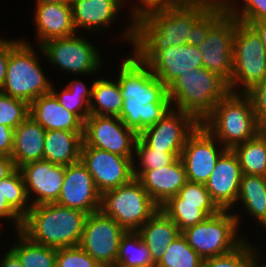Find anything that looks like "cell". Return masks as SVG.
<instances>
[{"instance_id":"cell-1","label":"cell","mask_w":266,"mask_h":267,"mask_svg":"<svg viewBox=\"0 0 266 267\" xmlns=\"http://www.w3.org/2000/svg\"><path fill=\"white\" fill-rule=\"evenodd\" d=\"M118 83L123 108L119 118L139 134L157 123L171 108L167 87L134 54L121 61Z\"/></svg>"},{"instance_id":"cell-2","label":"cell","mask_w":266,"mask_h":267,"mask_svg":"<svg viewBox=\"0 0 266 267\" xmlns=\"http://www.w3.org/2000/svg\"><path fill=\"white\" fill-rule=\"evenodd\" d=\"M204 4H173L134 21V50H164L187 44L194 22L208 9Z\"/></svg>"},{"instance_id":"cell-3","label":"cell","mask_w":266,"mask_h":267,"mask_svg":"<svg viewBox=\"0 0 266 267\" xmlns=\"http://www.w3.org/2000/svg\"><path fill=\"white\" fill-rule=\"evenodd\" d=\"M87 214L57 203L31 206L20 231L30 240L52 248L78 246Z\"/></svg>"},{"instance_id":"cell-4","label":"cell","mask_w":266,"mask_h":267,"mask_svg":"<svg viewBox=\"0 0 266 267\" xmlns=\"http://www.w3.org/2000/svg\"><path fill=\"white\" fill-rule=\"evenodd\" d=\"M229 92L228 83L204 66L181 74L167 87L172 108L188 113L199 124Z\"/></svg>"},{"instance_id":"cell-5","label":"cell","mask_w":266,"mask_h":267,"mask_svg":"<svg viewBox=\"0 0 266 267\" xmlns=\"http://www.w3.org/2000/svg\"><path fill=\"white\" fill-rule=\"evenodd\" d=\"M201 124L230 150L264 130L257 121L251 98L240 92H229L219 100Z\"/></svg>"},{"instance_id":"cell-6","label":"cell","mask_w":266,"mask_h":267,"mask_svg":"<svg viewBox=\"0 0 266 267\" xmlns=\"http://www.w3.org/2000/svg\"><path fill=\"white\" fill-rule=\"evenodd\" d=\"M30 43L20 40L9 53L6 80L0 92L27 103L51 92L52 83Z\"/></svg>"},{"instance_id":"cell-7","label":"cell","mask_w":266,"mask_h":267,"mask_svg":"<svg viewBox=\"0 0 266 267\" xmlns=\"http://www.w3.org/2000/svg\"><path fill=\"white\" fill-rule=\"evenodd\" d=\"M232 58L233 71L228 84L230 92L239 93L242 90L240 93H246L266 78V50L260 36L250 25L237 19Z\"/></svg>"},{"instance_id":"cell-8","label":"cell","mask_w":266,"mask_h":267,"mask_svg":"<svg viewBox=\"0 0 266 267\" xmlns=\"http://www.w3.org/2000/svg\"><path fill=\"white\" fill-rule=\"evenodd\" d=\"M239 214L220 210L204 221L181 232L188 245L203 259L226 254L237 248L245 239L240 237Z\"/></svg>"},{"instance_id":"cell-9","label":"cell","mask_w":266,"mask_h":267,"mask_svg":"<svg viewBox=\"0 0 266 267\" xmlns=\"http://www.w3.org/2000/svg\"><path fill=\"white\" fill-rule=\"evenodd\" d=\"M159 209L137 178L101 194L100 210L126 232L138 231Z\"/></svg>"},{"instance_id":"cell-10","label":"cell","mask_w":266,"mask_h":267,"mask_svg":"<svg viewBox=\"0 0 266 267\" xmlns=\"http://www.w3.org/2000/svg\"><path fill=\"white\" fill-rule=\"evenodd\" d=\"M38 47L51 65H56L68 74H95L103 65L101 53L96 46L76 34L48 40Z\"/></svg>"},{"instance_id":"cell-11","label":"cell","mask_w":266,"mask_h":267,"mask_svg":"<svg viewBox=\"0 0 266 267\" xmlns=\"http://www.w3.org/2000/svg\"><path fill=\"white\" fill-rule=\"evenodd\" d=\"M138 134L117 116L92 115L84 121L82 147H94L134 158Z\"/></svg>"},{"instance_id":"cell-12","label":"cell","mask_w":266,"mask_h":267,"mask_svg":"<svg viewBox=\"0 0 266 267\" xmlns=\"http://www.w3.org/2000/svg\"><path fill=\"white\" fill-rule=\"evenodd\" d=\"M126 231L101 210L86 216L79 246L102 267H113Z\"/></svg>"},{"instance_id":"cell-13","label":"cell","mask_w":266,"mask_h":267,"mask_svg":"<svg viewBox=\"0 0 266 267\" xmlns=\"http://www.w3.org/2000/svg\"><path fill=\"white\" fill-rule=\"evenodd\" d=\"M236 18L228 11L211 27L207 38L198 45L203 66L228 84L233 71V42Z\"/></svg>"},{"instance_id":"cell-14","label":"cell","mask_w":266,"mask_h":267,"mask_svg":"<svg viewBox=\"0 0 266 267\" xmlns=\"http://www.w3.org/2000/svg\"><path fill=\"white\" fill-rule=\"evenodd\" d=\"M133 54L146 63L166 87L181 74L192 68L203 66L201 51L197 46L188 44L178 47L169 46L164 50H132Z\"/></svg>"},{"instance_id":"cell-15","label":"cell","mask_w":266,"mask_h":267,"mask_svg":"<svg viewBox=\"0 0 266 267\" xmlns=\"http://www.w3.org/2000/svg\"><path fill=\"white\" fill-rule=\"evenodd\" d=\"M220 146L218 147V145ZM226 148L202 125L187 137L181 152L187 181L206 184Z\"/></svg>"},{"instance_id":"cell-16","label":"cell","mask_w":266,"mask_h":267,"mask_svg":"<svg viewBox=\"0 0 266 267\" xmlns=\"http://www.w3.org/2000/svg\"><path fill=\"white\" fill-rule=\"evenodd\" d=\"M133 159L94 147H82L80 160L93 177L100 194L129 183L133 178Z\"/></svg>"},{"instance_id":"cell-17","label":"cell","mask_w":266,"mask_h":267,"mask_svg":"<svg viewBox=\"0 0 266 267\" xmlns=\"http://www.w3.org/2000/svg\"><path fill=\"white\" fill-rule=\"evenodd\" d=\"M198 125L188 113L171 108L157 123L141 131L138 137L153 150L181 153L187 137Z\"/></svg>"},{"instance_id":"cell-18","label":"cell","mask_w":266,"mask_h":267,"mask_svg":"<svg viewBox=\"0 0 266 267\" xmlns=\"http://www.w3.org/2000/svg\"><path fill=\"white\" fill-rule=\"evenodd\" d=\"M55 203L80 210L87 215L100 210L101 194L81 160L65 167L61 192Z\"/></svg>"},{"instance_id":"cell-19","label":"cell","mask_w":266,"mask_h":267,"mask_svg":"<svg viewBox=\"0 0 266 267\" xmlns=\"http://www.w3.org/2000/svg\"><path fill=\"white\" fill-rule=\"evenodd\" d=\"M65 167L42 159L19 168L31 206L57 201L65 177ZM32 195H35V199Z\"/></svg>"},{"instance_id":"cell-20","label":"cell","mask_w":266,"mask_h":267,"mask_svg":"<svg viewBox=\"0 0 266 267\" xmlns=\"http://www.w3.org/2000/svg\"><path fill=\"white\" fill-rule=\"evenodd\" d=\"M241 177L237 156L233 150L226 149L205 184L211 199L220 210H232L231 207L236 204Z\"/></svg>"},{"instance_id":"cell-21","label":"cell","mask_w":266,"mask_h":267,"mask_svg":"<svg viewBox=\"0 0 266 267\" xmlns=\"http://www.w3.org/2000/svg\"><path fill=\"white\" fill-rule=\"evenodd\" d=\"M35 7L34 25L39 46L51 39L76 34L71 4L36 3Z\"/></svg>"},{"instance_id":"cell-22","label":"cell","mask_w":266,"mask_h":267,"mask_svg":"<svg viewBox=\"0 0 266 267\" xmlns=\"http://www.w3.org/2000/svg\"><path fill=\"white\" fill-rule=\"evenodd\" d=\"M138 180L152 200L160 207L169 198L178 194L186 184L187 177L185 166L179 157L173 163L160 169L145 171Z\"/></svg>"},{"instance_id":"cell-23","label":"cell","mask_w":266,"mask_h":267,"mask_svg":"<svg viewBox=\"0 0 266 267\" xmlns=\"http://www.w3.org/2000/svg\"><path fill=\"white\" fill-rule=\"evenodd\" d=\"M71 6L76 32L78 29L96 32L110 27L123 7L117 0H71Z\"/></svg>"},{"instance_id":"cell-24","label":"cell","mask_w":266,"mask_h":267,"mask_svg":"<svg viewBox=\"0 0 266 267\" xmlns=\"http://www.w3.org/2000/svg\"><path fill=\"white\" fill-rule=\"evenodd\" d=\"M29 115L46 131H83L84 123L74 113L64 108L52 92L31 102Z\"/></svg>"},{"instance_id":"cell-25","label":"cell","mask_w":266,"mask_h":267,"mask_svg":"<svg viewBox=\"0 0 266 267\" xmlns=\"http://www.w3.org/2000/svg\"><path fill=\"white\" fill-rule=\"evenodd\" d=\"M45 133L30 115L14 129L11 158L16 168L43 159Z\"/></svg>"},{"instance_id":"cell-26","label":"cell","mask_w":266,"mask_h":267,"mask_svg":"<svg viewBox=\"0 0 266 267\" xmlns=\"http://www.w3.org/2000/svg\"><path fill=\"white\" fill-rule=\"evenodd\" d=\"M157 265L166 248L181 234L178 226L161 210L154 213L137 231Z\"/></svg>"},{"instance_id":"cell-27","label":"cell","mask_w":266,"mask_h":267,"mask_svg":"<svg viewBox=\"0 0 266 267\" xmlns=\"http://www.w3.org/2000/svg\"><path fill=\"white\" fill-rule=\"evenodd\" d=\"M83 131L49 130L45 133L43 159L67 166L80 160Z\"/></svg>"},{"instance_id":"cell-28","label":"cell","mask_w":266,"mask_h":267,"mask_svg":"<svg viewBox=\"0 0 266 267\" xmlns=\"http://www.w3.org/2000/svg\"><path fill=\"white\" fill-rule=\"evenodd\" d=\"M237 202L266 229V177L242 174Z\"/></svg>"},{"instance_id":"cell-29","label":"cell","mask_w":266,"mask_h":267,"mask_svg":"<svg viewBox=\"0 0 266 267\" xmlns=\"http://www.w3.org/2000/svg\"><path fill=\"white\" fill-rule=\"evenodd\" d=\"M123 101L118 80L99 78L93 81L90 114L119 117Z\"/></svg>"},{"instance_id":"cell-30","label":"cell","mask_w":266,"mask_h":267,"mask_svg":"<svg viewBox=\"0 0 266 267\" xmlns=\"http://www.w3.org/2000/svg\"><path fill=\"white\" fill-rule=\"evenodd\" d=\"M232 150L238 158L242 174L266 177V129Z\"/></svg>"},{"instance_id":"cell-31","label":"cell","mask_w":266,"mask_h":267,"mask_svg":"<svg viewBox=\"0 0 266 267\" xmlns=\"http://www.w3.org/2000/svg\"><path fill=\"white\" fill-rule=\"evenodd\" d=\"M92 85L93 82L89 89L83 81L72 79L60 92L52 84L51 92L64 108L74 113L84 123L90 115Z\"/></svg>"},{"instance_id":"cell-32","label":"cell","mask_w":266,"mask_h":267,"mask_svg":"<svg viewBox=\"0 0 266 267\" xmlns=\"http://www.w3.org/2000/svg\"><path fill=\"white\" fill-rule=\"evenodd\" d=\"M17 244L10 248L23 267H56L57 249L30 240L20 230L16 231Z\"/></svg>"},{"instance_id":"cell-33","label":"cell","mask_w":266,"mask_h":267,"mask_svg":"<svg viewBox=\"0 0 266 267\" xmlns=\"http://www.w3.org/2000/svg\"><path fill=\"white\" fill-rule=\"evenodd\" d=\"M116 264L123 267H155L148 247L137 231L126 232L120 240Z\"/></svg>"},{"instance_id":"cell-34","label":"cell","mask_w":266,"mask_h":267,"mask_svg":"<svg viewBox=\"0 0 266 267\" xmlns=\"http://www.w3.org/2000/svg\"><path fill=\"white\" fill-rule=\"evenodd\" d=\"M163 205L197 206L208 217L217 214L220 209L213 202L205 184L187 181L176 196L169 198Z\"/></svg>"},{"instance_id":"cell-35","label":"cell","mask_w":266,"mask_h":267,"mask_svg":"<svg viewBox=\"0 0 266 267\" xmlns=\"http://www.w3.org/2000/svg\"><path fill=\"white\" fill-rule=\"evenodd\" d=\"M179 157H181V153H165L160 150H153L138 137L134 151V158L136 159H133L134 178L138 179L147 170L160 169L171 164Z\"/></svg>"},{"instance_id":"cell-36","label":"cell","mask_w":266,"mask_h":267,"mask_svg":"<svg viewBox=\"0 0 266 267\" xmlns=\"http://www.w3.org/2000/svg\"><path fill=\"white\" fill-rule=\"evenodd\" d=\"M203 258L187 243L180 234L165 250L162 259L155 267H201Z\"/></svg>"},{"instance_id":"cell-37","label":"cell","mask_w":266,"mask_h":267,"mask_svg":"<svg viewBox=\"0 0 266 267\" xmlns=\"http://www.w3.org/2000/svg\"><path fill=\"white\" fill-rule=\"evenodd\" d=\"M0 185L3 198L23 218L31 208V204L20 170L17 168L8 177L0 180Z\"/></svg>"},{"instance_id":"cell-38","label":"cell","mask_w":266,"mask_h":267,"mask_svg":"<svg viewBox=\"0 0 266 267\" xmlns=\"http://www.w3.org/2000/svg\"><path fill=\"white\" fill-rule=\"evenodd\" d=\"M30 112V104L0 92V124L15 129Z\"/></svg>"},{"instance_id":"cell-39","label":"cell","mask_w":266,"mask_h":267,"mask_svg":"<svg viewBox=\"0 0 266 267\" xmlns=\"http://www.w3.org/2000/svg\"><path fill=\"white\" fill-rule=\"evenodd\" d=\"M160 209L178 226L180 232L204 221L208 217L197 206L162 205Z\"/></svg>"},{"instance_id":"cell-40","label":"cell","mask_w":266,"mask_h":267,"mask_svg":"<svg viewBox=\"0 0 266 267\" xmlns=\"http://www.w3.org/2000/svg\"><path fill=\"white\" fill-rule=\"evenodd\" d=\"M227 12L223 8H208L188 31L187 44L198 46L207 38L211 27Z\"/></svg>"},{"instance_id":"cell-41","label":"cell","mask_w":266,"mask_h":267,"mask_svg":"<svg viewBox=\"0 0 266 267\" xmlns=\"http://www.w3.org/2000/svg\"><path fill=\"white\" fill-rule=\"evenodd\" d=\"M56 267H102L79 245L57 249Z\"/></svg>"},{"instance_id":"cell-42","label":"cell","mask_w":266,"mask_h":267,"mask_svg":"<svg viewBox=\"0 0 266 267\" xmlns=\"http://www.w3.org/2000/svg\"><path fill=\"white\" fill-rule=\"evenodd\" d=\"M248 239L234 250L219 255L203 259L201 267H248Z\"/></svg>"},{"instance_id":"cell-43","label":"cell","mask_w":266,"mask_h":267,"mask_svg":"<svg viewBox=\"0 0 266 267\" xmlns=\"http://www.w3.org/2000/svg\"><path fill=\"white\" fill-rule=\"evenodd\" d=\"M238 0L228 9V12L239 22L248 24L260 20H266V0H242V9L238 8ZM240 10V11H239Z\"/></svg>"},{"instance_id":"cell-44","label":"cell","mask_w":266,"mask_h":267,"mask_svg":"<svg viewBox=\"0 0 266 267\" xmlns=\"http://www.w3.org/2000/svg\"><path fill=\"white\" fill-rule=\"evenodd\" d=\"M139 1V2H138ZM136 0L138 3H134L133 7L131 8V18L129 20H132L130 23V26H128L126 31H123L121 34V38L123 40L121 41H128V43H133L134 40V21L146 15L149 12L155 11V10H161L164 8H167L168 6H171L173 4H176L173 0ZM136 5V6H135ZM125 32V33H124Z\"/></svg>"},{"instance_id":"cell-45","label":"cell","mask_w":266,"mask_h":267,"mask_svg":"<svg viewBox=\"0 0 266 267\" xmlns=\"http://www.w3.org/2000/svg\"><path fill=\"white\" fill-rule=\"evenodd\" d=\"M246 94L251 98L259 125L266 129V78L253 86Z\"/></svg>"},{"instance_id":"cell-46","label":"cell","mask_w":266,"mask_h":267,"mask_svg":"<svg viewBox=\"0 0 266 267\" xmlns=\"http://www.w3.org/2000/svg\"><path fill=\"white\" fill-rule=\"evenodd\" d=\"M18 40H5L0 38V90L6 80V69L9 61L10 50L20 41Z\"/></svg>"},{"instance_id":"cell-47","label":"cell","mask_w":266,"mask_h":267,"mask_svg":"<svg viewBox=\"0 0 266 267\" xmlns=\"http://www.w3.org/2000/svg\"><path fill=\"white\" fill-rule=\"evenodd\" d=\"M7 218L13 222V228L20 230L22 227L23 218L7 203L5 198L1 193V185H0V219Z\"/></svg>"},{"instance_id":"cell-48","label":"cell","mask_w":266,"mask_h":267,"mask_svg":"<svg viewBox=\"0 0 266 267\" xmlns=\"http://www.w3.org/2000/svg\"><path fill=\"white\" fill-rule=\"evenodd\" d=\"M14 129L0 124V155L11 156L13 149Z\"/></svg>"},{"instance_id":"cell-49","label":"cell","mask_w":266,"mask_h":267,"mask_svg":"<svg viewBox=\"0 0 266 267\" xmlns=\"http://www.w3.org/2000/svg\"><path fill=\"white\" fill-rule=\"evenodd\" d=\"M16 169L17 168L11 156L0 155V180L8 177Z\"/></svg>"},{"instance_id":"cell-50","label":"cell","mask_w":266,"mask_h":267,"mask_svg":"<svg viewBox=\"0 0 266 267\" xmlns=\"http://www.w3.org/2000/svg\"><path fill=\"white\" fill-rule=\"evenodd\" d=\"M0 267H23L17 255L9 249L0 260Z\"/></svg>"},{"instance_id":"cell-51","label":"cell","mask_w":266,"mask_h":267,"mask_svg":"<svg viewBox=\"0 0 266 267\" xmlns=\"http://www.w3.org/2000/svg\"><path fill=\"white\" fill-rule=\"evenodd\" d=\"M234 1L235 0H195V3L207 5L209 8H223L228 11Z\"/></svg>"},{"instance_id":"cell-52","label":"cell","mask_w":266,"mask_h":267,"mask_svg":"<svg viewBox=\"0 0 266 267\" xmlns=\"http://www.w3.org/2000/svg\"><path fill=\"white\" fill-rule=\"evenodd\" d=\"M259 249L257 251V247L254 248L251 243H248V267H266L265 264H260L258 261Z\"/></svg>"},{"instance_id":"cell-53","label":"cell","mask_w":266,"mask_h":267,"mask_svg":"<svg viewBox=\"0 0 266 267\" xmlns=\"http://www.w3.org/2000/svg\"><path fill=\"white\" fill-rule=\"evenodd\" d=\"M248 25H250L256 31V33L260 36V39L266 50V20L249 22Z\"/></svg>"},{"instance_id":"cell-54","label":"cell","mask_w":266,"mask_h":267,"mask_svg":"<svg viewBox=\"0 0 266 267\" xmlns=\"http://www.w3.org/2000/svg\"><path fill=\"white\" fill-rule=\"evenodd\" d=\"M36 3H60V4H71V0H36Z\"/></svg>"},{"instance_id":"cell-55","label":"cell","mask_w":266,"mask_h":267,"mask_svg":"<svg viewBox=\"0 0 266 267\" xmlns=\"http://www.w3.org/2000/svg\"><path fill=\"white\" fill-rule=\"evenodd\" d=\"M176 4L181 3H195V0H173Z\"/></svg>"},{"instance_id":"cell-56","label":"cell","mask_w":266,"mask_h":267,"mask_svg":"<svg viewBox=\"0 0 266 267\" xmlns=\"http://www.w3.org/2000/svg\"><path fill=\"white\" fill-rule=\"evenodd\" d=\"M121 5L124 4L125 0H117Z\"/></svg>"},{"instance_id":"cell-57","label":"cell","mask_w":266,"mask_h":267,"mask_svg":"<svg viewBox=\"0 0 266 267\" xmlns=\"http://www.w3.org/2000/svg\"><path fill=\"white\" fill-rule=\"evenodd\" d=\"M113 267H123V266H120V265L116 264V265H114Z\"/></svg>"}]
</instances>
